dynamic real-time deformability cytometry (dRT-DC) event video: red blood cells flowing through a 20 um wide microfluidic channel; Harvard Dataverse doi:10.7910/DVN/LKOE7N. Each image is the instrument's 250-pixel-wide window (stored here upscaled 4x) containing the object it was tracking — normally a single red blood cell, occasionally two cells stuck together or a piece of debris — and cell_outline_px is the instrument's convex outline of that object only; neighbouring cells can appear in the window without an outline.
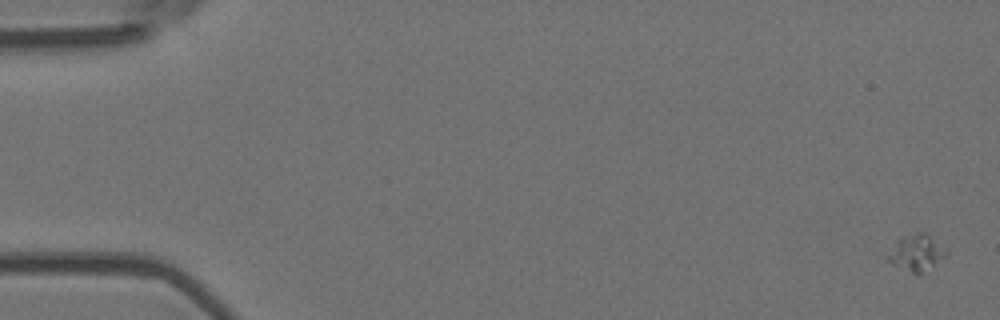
{"species": "Egyptian fruit bat (a non-hibernating species)", "species_latin": "Rousettus aegyptiacus", "temperature_condition": "room temperature", "stored_images_in_passage": 7, "camera_frame_rate_fps": 3000, "um_per_image_px": 0.085, "animal": {"sex": "female"}, "frame": {"image": 1, "passage_image": 1, "time_ms": 0.0, "image_size_px": [1000, 320], "cell_outline_px": [[948, 252], [944, 256], [920, 276], [916, 276], [892, 264], [888, 260], [888, 256], [896, 240], [904, 236], [920, 232], [924, 232], [948, 248]], "centroid_in_image_um": [77.92, 21.51], "position_along_channel_um": 7.1, "area_um2": 12.37}}
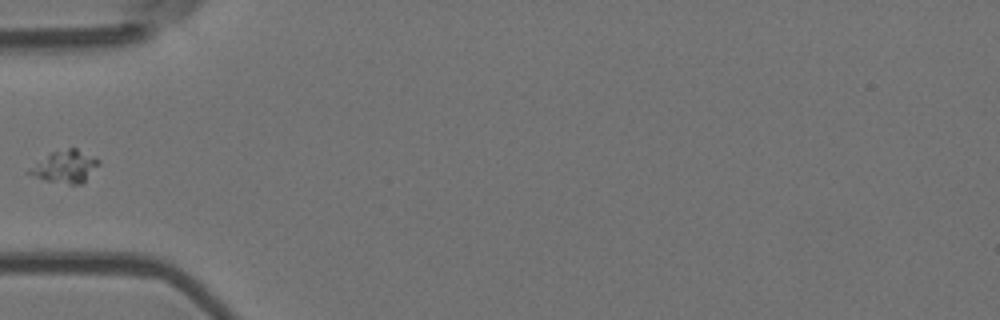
{"frame": {"image": 2, "passage_image": 6, "time_ms": 1.667, "image_size_px": [1000, 320], "cell_outline_px": [[100, 164], [80, 184], [68, 184], [44, 180], [28, 172], [28, 168], [52, 152], [68, 148], [76, 148], [96, 156], [100, 160]], "centroid_in_image_um": [5.58, 14.14], "position_along_channel_um": 79.4, "area_um2": 12.83}}
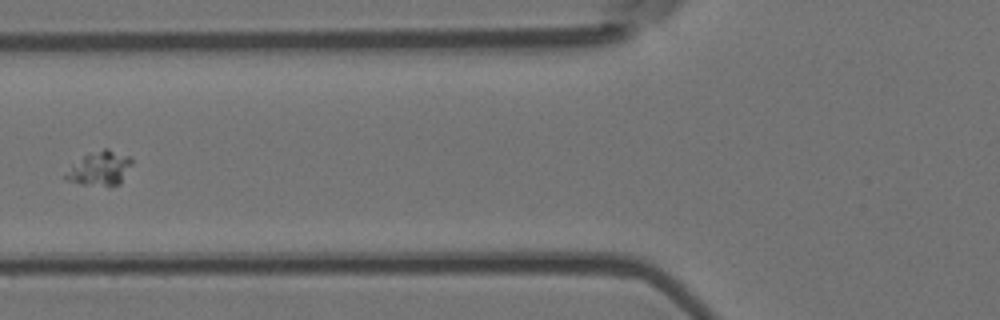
{"frame": {"image": 3, "passage_image": 7, "time_ms": 2.0, "image_size_px": [1000, 320], "cell_outline_px": [[132, 164], [120, 184], [108, 188], [80, 184], [64, 180], [64, 176], [84, 156], [104, 148], [108, 148], [128, 156], [132, 160]], "centroid_in_image_um": [8.54, 14.37], "position_along_channel_um": 117.3, "area_um2": 13.12}}